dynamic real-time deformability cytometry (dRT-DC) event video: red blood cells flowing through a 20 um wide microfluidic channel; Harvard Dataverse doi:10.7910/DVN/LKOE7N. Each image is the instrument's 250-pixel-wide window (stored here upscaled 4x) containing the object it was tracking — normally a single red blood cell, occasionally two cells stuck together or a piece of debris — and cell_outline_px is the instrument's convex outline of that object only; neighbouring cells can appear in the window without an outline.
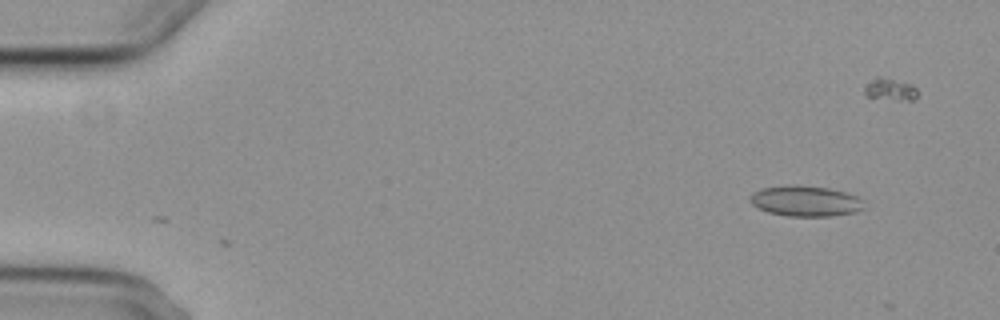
{"species": "common noctule bat (a hibernating species)", "species_latin": "Nyctalus noctula", "temperature_condition": "cold", "stored_images_in_passage": 2, "camera_frame_rate_fps": 3000, "um_per_image_px": 0.085, "animal": {"sex": "female", "body_mass_g": 29.2, "forearm_length_mm": 56.3}, "frame": {"image": 1, "passage_image": 1, "time_ms": 0.0, "image_size_px": [1000, 320], "cell_outline_px": [[864, 208], [856, 212], [828, 216], [788, 216], [768, 212], [752, 204], [748, 200], [748, 196], [752, 192], [760, 188], [788, 184], [796, 184], [828, 188], [844, 192], [856, 196], [864, 200]], "centroid_in_image_um": [68.43, 17.07], "position_along_channel_um": 16.6, "area_um2": 20.58}}